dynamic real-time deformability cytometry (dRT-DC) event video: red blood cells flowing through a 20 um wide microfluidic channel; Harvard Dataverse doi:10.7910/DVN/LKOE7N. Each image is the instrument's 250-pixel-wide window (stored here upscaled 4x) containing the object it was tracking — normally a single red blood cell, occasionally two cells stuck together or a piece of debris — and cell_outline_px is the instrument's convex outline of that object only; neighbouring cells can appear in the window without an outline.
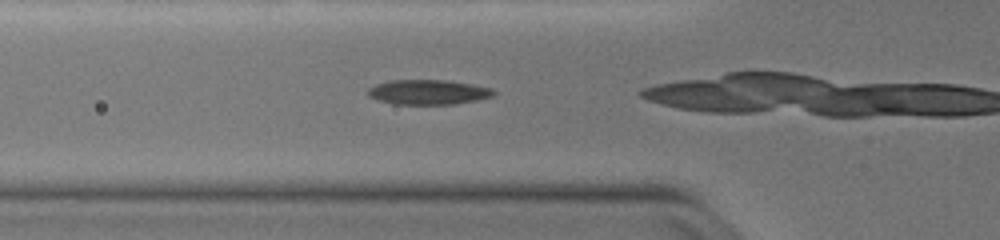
{"species": "common noctule bat (a hibernating species)", "species_latin": "Nyctalus noctula", "temperature_condition": "warm", "stored_images_in_passage": 21, "camera_frame_rate_fps": 3000, "um_per_image_px": 0.085, "animal": {"sex": "female", "body_mass_g": 19.0, "forearm_length_mm": 51.5}, "frame": {"image": 1, "passage_image": 13, "time_ms": 4.0, "image_size_px": [1000, 240], "cell_outline_px": [[496, 92], [492, 96], [476, 100], [456, 104], [392, 104], [376, 100], [368, 96], [368, 88], [376, 84], [388, 80], [448, 80], [472, 84], [492, 88]], "centroid_in_image_um": [36.37, 7.83], "position_along_channel_um": 89.4, "area_um2": 18.32}}
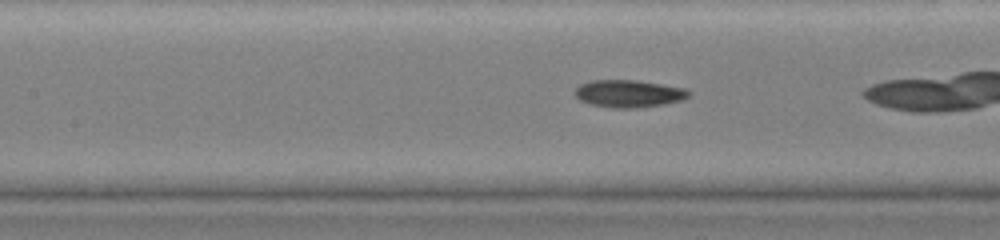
{"frame": {"image": 2, "passage_image": 18, "time_ms": 5.667, "image_size_px": [1000, 240], "cell_outline_px": [[692, 92], [688, 96], [680, 100], [664, 104], [636, 108], [612, 108], [588, 104], [580, 100], [572, 92], [580, 84], [592, 80], [636, 80], [688, 88]], "centroid_in_image_um": [53.43, 7.95], "position_along_channel_um": 154.0, "area_um2": 18.38}}